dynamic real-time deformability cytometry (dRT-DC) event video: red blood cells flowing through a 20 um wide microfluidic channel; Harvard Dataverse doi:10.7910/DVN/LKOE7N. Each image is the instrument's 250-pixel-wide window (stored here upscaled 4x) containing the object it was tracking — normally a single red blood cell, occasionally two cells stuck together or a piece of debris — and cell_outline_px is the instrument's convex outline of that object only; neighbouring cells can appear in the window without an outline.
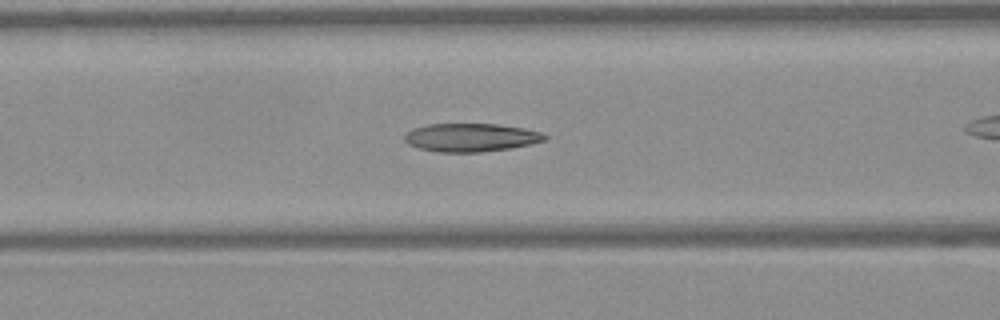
{"species": "Egyptian fruit bat (a non-hibernating species)", "species_latin": "Rousettus aegyptiacus", "temperature_condition": "warm", "stored_images_in_passage": 40, "camera_frame_rate_fps": 3000, "um_per_image_px": 0.085, "frame": {"image": 1, "passage_image": 20, "time_ms": 6.333, "image_size_px": [1000, 320], "cell_outline_px": [[548, 136], [544, 140], [532, 144], [512, 148], [480, 152], [440, 152], [420, 148], [408, 144], [404, 140], [404, 132], [412, 128], [428, 124], [496, 124], [524, 128], [540, 132]], "centroid_in_image_um": [40.0, 11.68], "position_along_channel_um": 126.6, "area_um2": 23.18}}
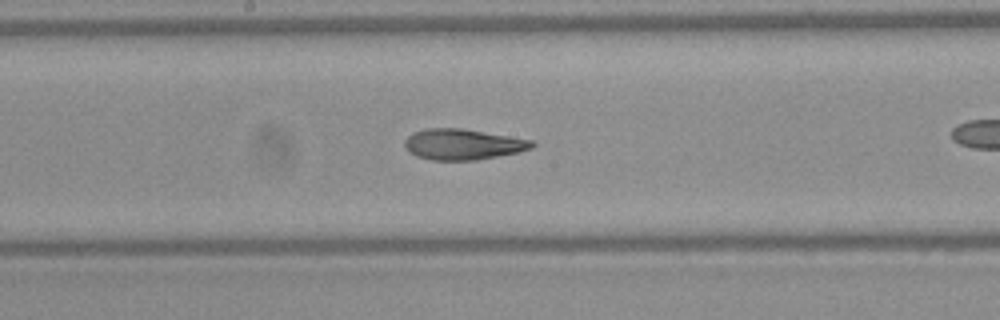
{"frame": {"image": 2, "passage_image": 26, "time_ms": 8.333, "image_size_px": [1000, 320], "cell_outline_px": [[536, 144], [532, 148], [520, 152], [476, 160], [432, 160], [416, 156], [408, 152], [404, 144], [404, 140], [412, 132], [428, 128], [460, 128], [532, 140]], "centroid_in_image_um": [39.32, 12.27], "position_along_channel_um": 208.9, "area_um2": 22.83}}
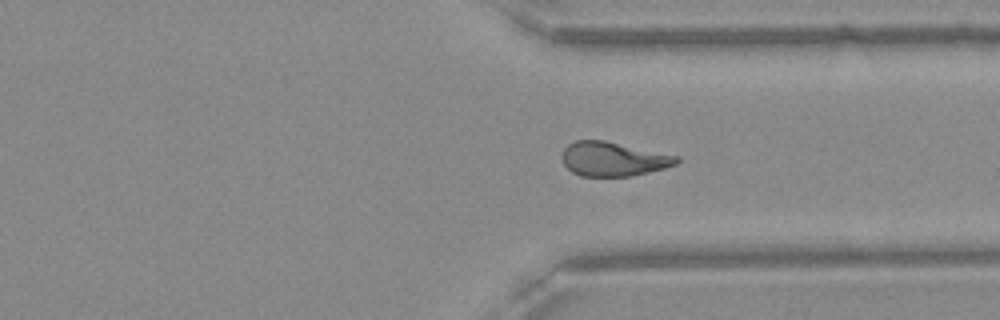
{"frame": {"image": 3, "passage_image": 37, "time_ms": 12.0, "image_size_px": [1000, 320], "cell_outline_px": [[680, 160], [676, 164], [664, 168], [632, 176], [580, 176], [572, 172], [564, 164], [560, 156], [564, 148], [568, 144], [576, 140], [604, 140], [680, 156]], "centroid_in_image_um": [52.11, 13.51], "position_along_channel_um": 359.3, "area_um2": 22.95}}